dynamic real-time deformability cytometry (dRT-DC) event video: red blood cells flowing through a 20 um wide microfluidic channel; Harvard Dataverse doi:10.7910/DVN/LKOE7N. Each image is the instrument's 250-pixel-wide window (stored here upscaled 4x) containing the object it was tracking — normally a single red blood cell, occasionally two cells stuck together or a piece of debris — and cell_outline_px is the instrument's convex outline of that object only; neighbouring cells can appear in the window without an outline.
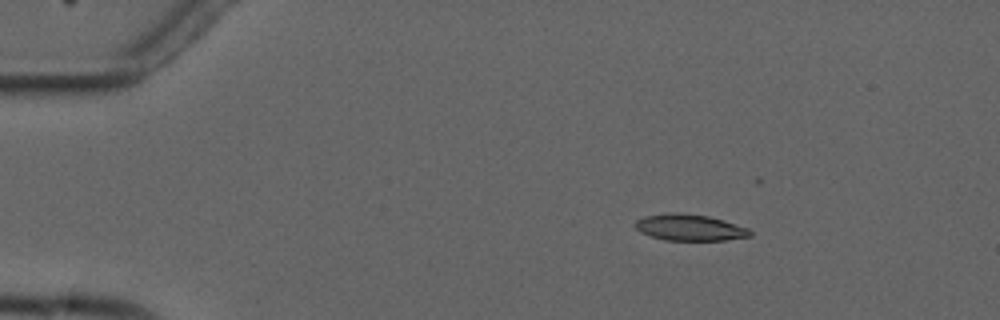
{"species": "common noctule bat (a hibernating species)", "species_latin": "Nyctalus noctula", "temperature_condition": "cold", "stored_images_in_passage": 4, "camera_frame_rate_fps": 3000, "um_per_image_px": 0.085, "animal": {"sex": "male", "forearm_length_mm": 52.5}, "frame": {"image": 1, "passage_image": 1, "time_ms": 0.0, "image_size_px": [1000, 320], "cell_outline_px": [[752, 236], [724, 240], [664, 240], [640, 232], [632, 224], [636, 220], [644, 216], [672, 212], [708, 216], [724, 220], [748, 228], [752, 232]], "centroid_in_image_um": [58.61, 19.34], "position_along_channel_um": 26.4, "area_um2": 17.63}}